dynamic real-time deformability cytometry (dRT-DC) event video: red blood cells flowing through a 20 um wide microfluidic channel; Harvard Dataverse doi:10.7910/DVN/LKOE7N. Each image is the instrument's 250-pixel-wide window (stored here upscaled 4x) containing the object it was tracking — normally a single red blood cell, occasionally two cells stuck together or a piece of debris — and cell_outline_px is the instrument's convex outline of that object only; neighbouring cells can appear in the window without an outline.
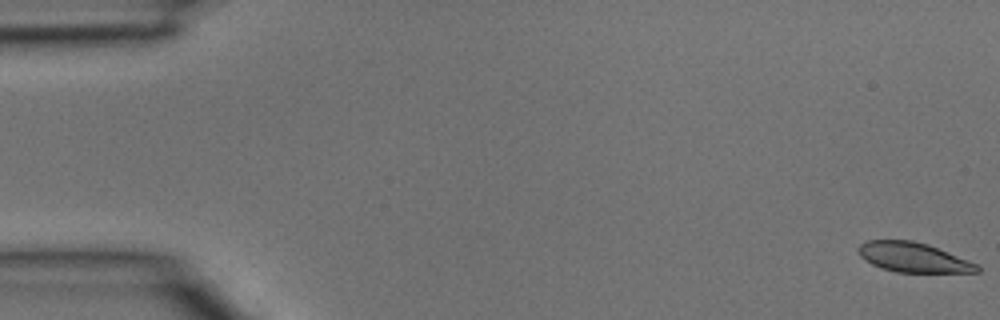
{"species": "common noctule bat (a hibernating species)", "species_latin": "Nyctalus noctula", "temperature_condition": "room temperature", "stored_images_in_passage": 39, "camera_frame_rate_fps": 3000, "um_per_image_px": 0.085, "animal": {"sex": "male", "body_mass_g": 15.6}, "frame": {"image": 1, "passage_image": 1, "time_ms": 0.0, "image_size_px": [1000, 320], "cell_outline_px": [[980, 272], [896, 272], [880, 268], [864, 260], [860, 256], [856, 248], [860, 244], [868, 240], [912, 240], [928, 244], [968, 260], [976, 264], [980, 268]], "centroid_in_image_um": [77.58, 21.87], "position_along_channel_um": 7.4, "area_um2": 20.52}}
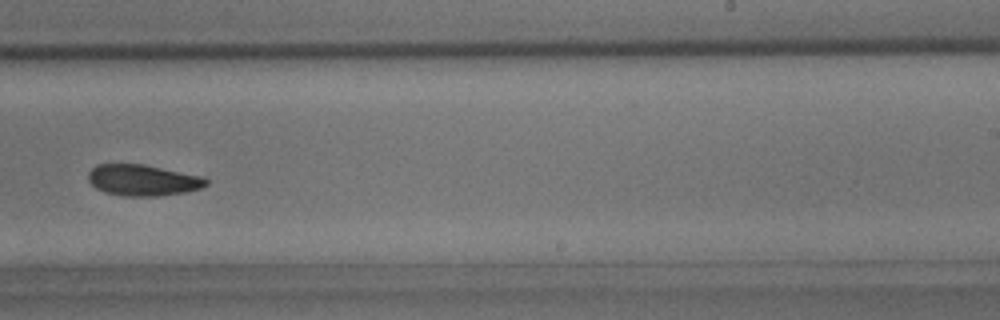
{"frame": {"image": 2, "passage_image": 25, "time_ms": 8.0, "image_size_px": [1000, 320], "cell_outline_px": [[208, 184], [200, 188], [188, 192], [160, 196], [120, 196], [104, 192], [96, 188], [88, 180], [88, 172], [96, 164], [144, 164], [204, 176], [208, 180]], "centroid_in_image_um": [12.16, 15.32], "position_along_channel_um": 276.8, "area_um2": 21.73}}
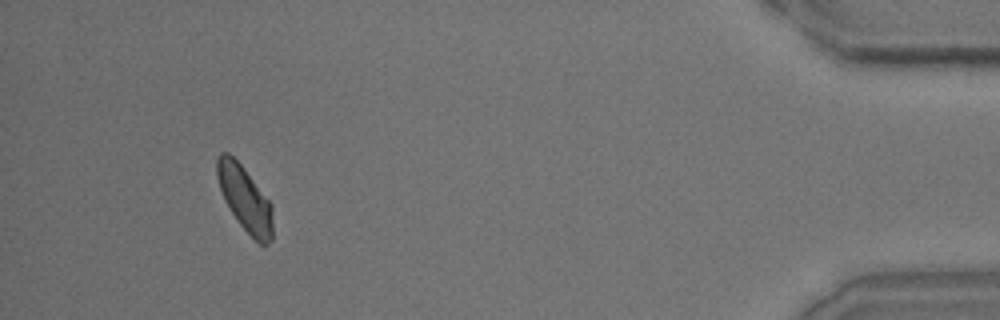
{"frame": {"image": 3, "passage_image": 37, "time_ms": 12.0, "image_size_px": [1000, 320], "cell_outline_px": [[272, 240], [264, 248], [240, 224], [224, 200], [216, 176], [216, 160], [220, 152], [228, 152], [244, 168], [272, 204]], "centroid_in_image_um": [20.81, 16.88], "position_along_channel_um": 414.4, "area_um2": 20.98}}